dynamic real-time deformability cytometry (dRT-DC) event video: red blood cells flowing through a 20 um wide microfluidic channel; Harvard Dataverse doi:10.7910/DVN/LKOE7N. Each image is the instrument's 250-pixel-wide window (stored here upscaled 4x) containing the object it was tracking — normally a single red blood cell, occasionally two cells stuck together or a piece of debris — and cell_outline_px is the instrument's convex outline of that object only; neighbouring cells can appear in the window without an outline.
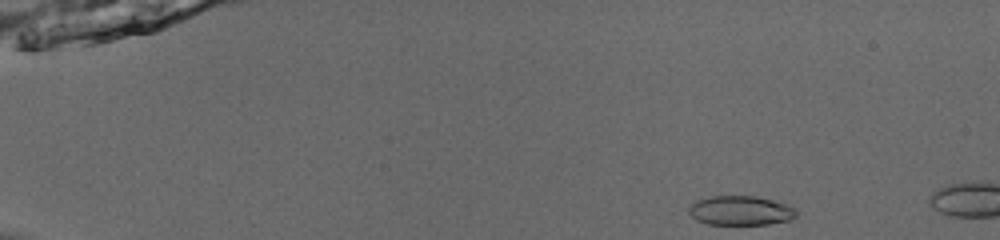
{"species": "common noctule bat (a hibernating species)", "species_latin": "Nyctalus noctula", "temperature_condition": "room temperature", "stored_images_in_passage": 11, "camera_frame_rate_fps": 3000, "um_per_image_px": 0.085, "animal": {"sex": "male", "body_mass_g": 13.0, "forearm_length_mm": 53.1}, "frame": {"image": 1, "passage_image": 1, "time_ms": 0.0, "image_size_px": [1000, 240], "cell_outline_px": [[796, 216], [788, 220], [768, 224], [708, 224], [696, 220], [688, 212], [688, 208], [696, 200], [712, 196], [756, 196], [772, 200], [796, 208]], "centroid_in_image_um": [62.92, 17.89], "position_along_channel_um": 22.1, "area_um2": 18.26}}